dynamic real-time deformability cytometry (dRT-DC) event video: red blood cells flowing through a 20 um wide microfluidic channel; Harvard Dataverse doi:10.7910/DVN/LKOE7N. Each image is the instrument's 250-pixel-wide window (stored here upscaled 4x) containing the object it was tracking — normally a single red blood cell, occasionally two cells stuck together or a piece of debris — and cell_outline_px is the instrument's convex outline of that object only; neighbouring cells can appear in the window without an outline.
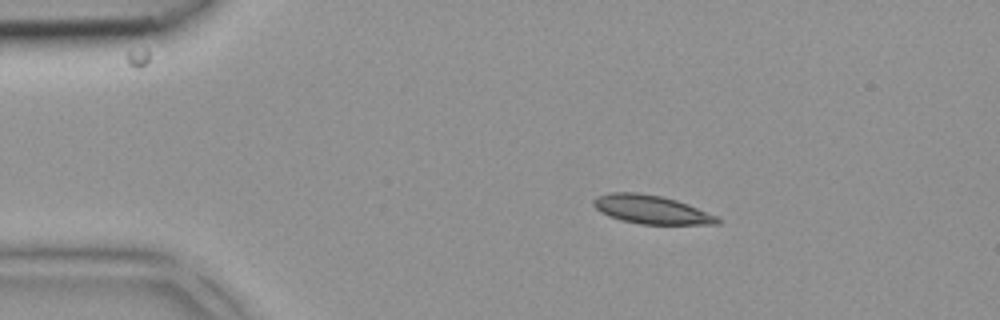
{"species": "common noctule bat (a hibernating species)", "species_latin": "Nyctalus noctula", "temperature_condition": "room temperature", "stored_images_in_passage": 3, "camera_frame_rate_fps": 3000, "um_per_image_px": 0.085, "animal": {"sex": "female", "body_mass_g": 18.4}, "frame": {"image": 1, "passage_image": 1, "time_ms": 0.0, "image_size_px": [1000, 320], "cell_outline_px": [[720, 224], [640, 224], [620, 220], [608, 216], [600, 212], [592, 204], [592, 200], [596, 196], [608, 192], [636, 192], [660, 196], [676, 200], [688, 204], [720, 216]], "centroid_in_image_um": [55.35, 17.81], "position_along_channel_um": 29.6, "area_um2": 20.87}}
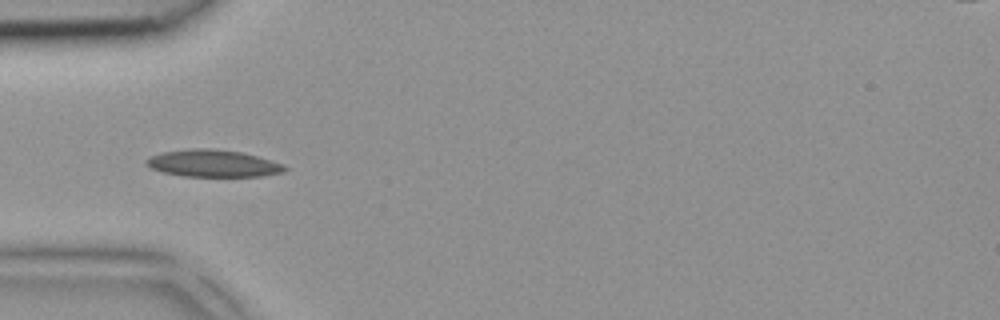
{"frame": {"image": 2, "passage_image": 2, "time_ms": 0.333, "image_size_px": [1000, 320], "cell_outline_px": [[288, 168], [284, 172], [260, 176], [184, 176], [164, 172], [152, 168], [144, 164], [144, 160], [160, 152], [192, 148], [212, 148], [240, 152], [256, 156], [284, 164]], "centroid_in_image_um": [18.09, 13.88], "position_along_channel_um": 66.9, "area_um2": 21.79}}